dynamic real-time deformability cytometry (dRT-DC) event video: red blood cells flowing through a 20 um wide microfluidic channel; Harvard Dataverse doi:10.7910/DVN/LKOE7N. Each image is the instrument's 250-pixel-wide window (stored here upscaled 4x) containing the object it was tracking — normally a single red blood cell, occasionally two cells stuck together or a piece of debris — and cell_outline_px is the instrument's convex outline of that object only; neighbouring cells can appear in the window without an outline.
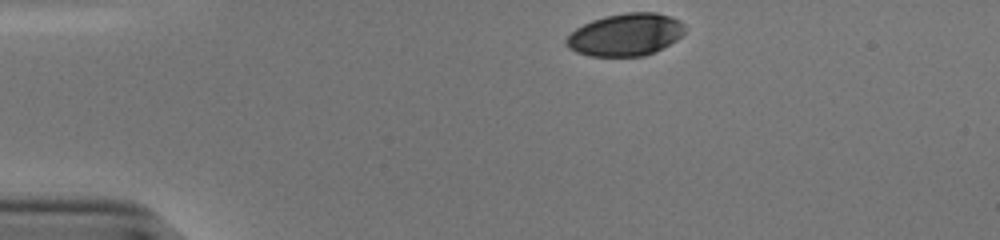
{"species": "human", "species_latin": "Homo sapiens", "temperature_condition": "cold", "stored_images_in_passage": 33, "camera_frame_rate_fps": 3000, "um_per_image_px": 0.085, "donor": {"sex": "male"}, "frame": {"image": 1, "passage_image": 1, "time_ms": 0.0, "image_size_px": [1000, 240], "cell_outline_px": [[688, 28], [676, 40], [656, 52], [644, 56], [588, 56], [576, 52], [568, 48], [564, 44], [564, 40], [576, 28], [592, 20], [604, 16], [624, 12], [656, 12], [672, 16], [680, 20]], "centroid_in_image_um": [53.18, 2.94], "position_along_channel_um": 31.8, "area_um2": 29.71}}
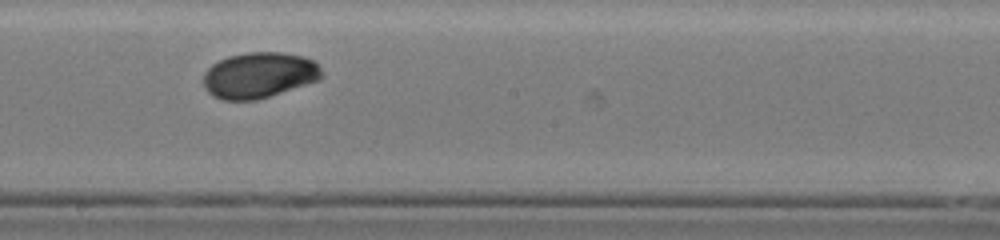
{"frame": {"image": 2, "passage_image": 21, "time_ms": 6.667, "image_size_px": [1000, 240], "cell_outline_px": [[324, 76], [320, 80], [256, 100], [224, 100], [212, 96], [204, 88], [204, 72], [212, 64], [228, 56], [248, 52], [280, 52], [300, 56], [312, 60], [320, 68]], "centroid_in_image_um": [22.01, 6.39], "position_along_channel_um": 226.2, "area_um2": 31.5}}
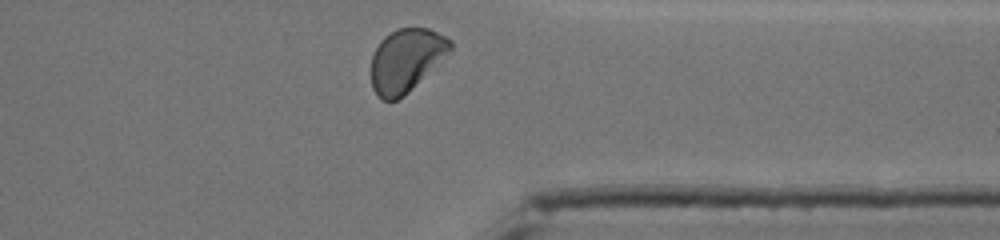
{"frame": {"image": 3, "passage_image": 33, "time_ms": 10.667, "image_size_px": [1000, 240], "cell_outline_px": [[452, 48], [404, 96], [396, 100], [380, 100], [376, 96], [372, 88], [372, 56], [380, 40], [384, 36], [396, 28], [428, 28], [452, 40]], "centroid_in_image_um": [34.47, 5.11], "position_along_channel_um": 376.9, "area_um2": 28.67}, "authors_computed_cell_mechanics": {"area_um2": 30.923, "velocity_mm_per_s": 3.8295, "shape_relaxation_time_tau1_ms": 3.7696, "shape_relaxation_time_tau2_ms": 3.7706, "deformation_change_tau1": 0.1443, "deformation_change_tau2": 0.0233}}